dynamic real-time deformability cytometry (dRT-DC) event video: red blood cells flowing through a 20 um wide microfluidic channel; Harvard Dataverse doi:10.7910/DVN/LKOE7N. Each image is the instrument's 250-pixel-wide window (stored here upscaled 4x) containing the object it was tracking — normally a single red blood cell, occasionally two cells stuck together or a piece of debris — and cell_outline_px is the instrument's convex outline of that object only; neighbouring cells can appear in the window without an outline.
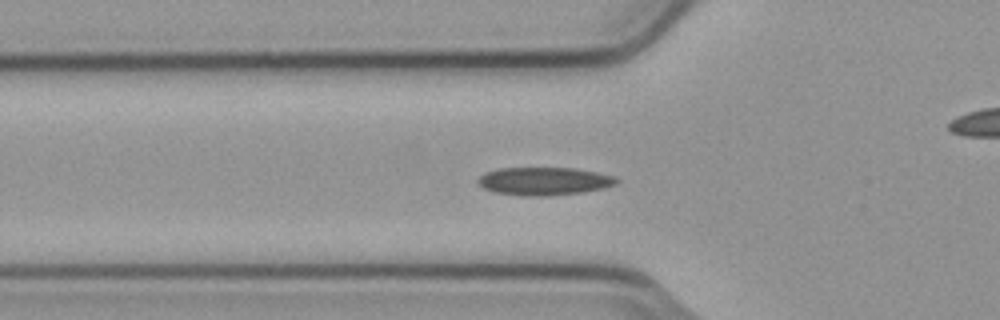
{"species": "common noctule bat (a hibernating species)", "species_latin": "Nyctalus noctula", "temperature_condition": "cold", "stored_images_in_passage": 55, "camera_frame_rate_fps": 3000, "um_per_image_px": 0.085, "animal": {"sex": "male", "body_mass_g": 23.1, "forearm_length_mm": 52.7}, "frame": {"image": 1, "passage_image": 18, "time_ms": 5.667, "image_size_px": [1000, 320], "cell_outline_px": [[620, 180], [616, 184], [604, 188], [584, 192], [548, 196], [520, 196], [492, 192], [484, 188], [476, 180], [484, 172], [500, 168], [576, 168], [616, 176]], "centroid_in_image_um": [46.26, 15.4], "position_along_channel_um": 79.5, "area_um2": 22.89}}
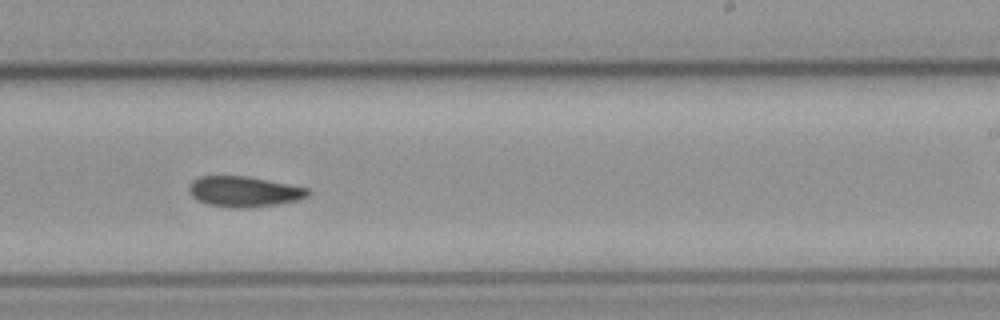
{"frame": {"image": 2, "passage_image": 33, "time_ms": 10.667, "image_size_px": [1000, 320], "cell_outline_px": [[312, 192], [308, 196], [296, 200], [276, 204], [244, 208], [236, 208], [208, 204], [196, 200], [188, 192], [188, 184], [192, 180], [200, 176], [248, 176], [308, 188]], "centroid_in_image_um": [20.7, 16.27], "position_along_channel_um": 268.3, "area_um2": 21.15}}
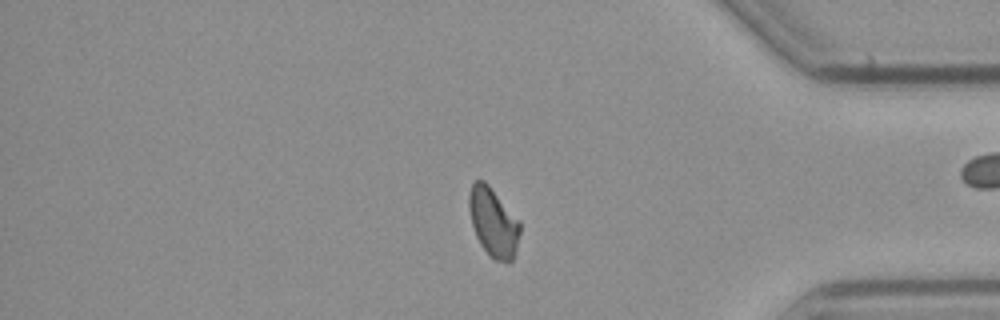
{"frame": {"image": 3, "passage_image": 45, "time_ms": 14.667, "image_size_px": [1000, 320], "cell_outline_px": [[520, 232], [516, 252], [512, 260], [508, 264], [492, 260], [488, 256], [480, 244], [476, 236], [472, 224], [468, 208], [468, 196], [472, 184], [476, 180], [484, 180], [488, 184], [520, 220]], "centroid_in_image_um": [41.94, 18.94], "position_along_channel_um": 393.3, "area_um2": 20.87}}